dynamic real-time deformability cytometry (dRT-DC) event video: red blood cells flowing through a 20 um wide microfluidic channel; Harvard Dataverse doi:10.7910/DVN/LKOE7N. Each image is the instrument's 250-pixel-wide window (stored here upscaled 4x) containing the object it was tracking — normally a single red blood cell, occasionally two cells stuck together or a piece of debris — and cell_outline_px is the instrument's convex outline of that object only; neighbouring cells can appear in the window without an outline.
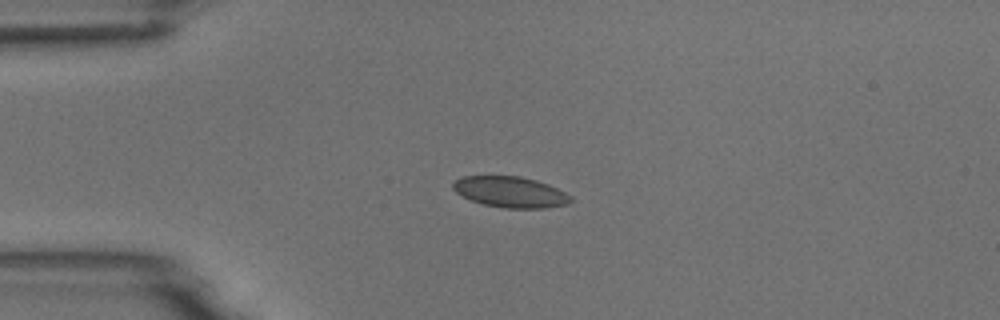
{"species": "common noctule bat (a hibernating species)", "species_latin": "Nyctalus noctula", "temperature_condition": "room temperature", "stored_images_in_passage": 6, "camera_frame_rate_fps": 3000, "um_per_image_px": 0.085, "animal": {"sex": "male", "body_mass_g": 18.8}, "frame": {"image": 1, "passage_image": 4, "time_ms": 4.0, "image_size_px": [1000, 320], "cell_outline_px": [[572, 200], [568, 204], [544, 208], [504, 208], [484, 204], [472, 200], [456, 192], [452, 188], [452, 184], [456, 180], [464, 176], [520, 176], [536, 180], [548, 184], [572, 196]], "centroid_in_image_um": [43.4, 16.32], "position_along_channel_um": 41.6, "area_um2": 21.04}}